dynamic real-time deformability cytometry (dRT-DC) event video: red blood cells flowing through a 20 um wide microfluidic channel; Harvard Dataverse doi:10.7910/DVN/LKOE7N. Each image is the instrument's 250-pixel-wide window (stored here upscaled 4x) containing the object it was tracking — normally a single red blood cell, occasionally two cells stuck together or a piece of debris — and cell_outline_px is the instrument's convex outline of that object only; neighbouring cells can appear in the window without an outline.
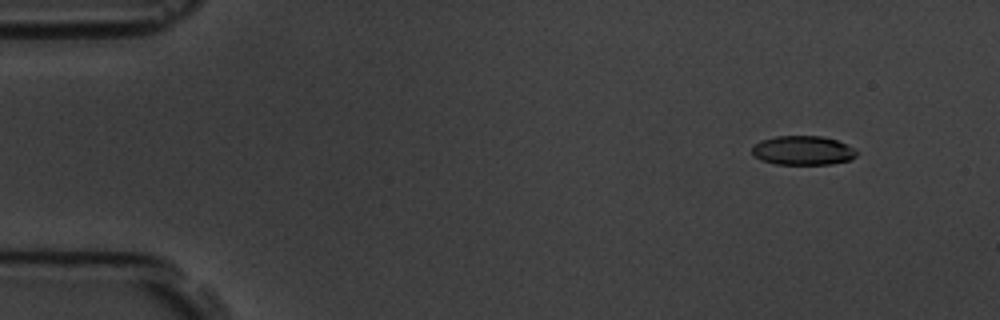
{"species": "common noctule bat (a hibernating species)", "species_latin": "Nyctalus noctula", "temperature_condition": "room temperature", "stored_images_in_passage": 6, "camera_frame_rate_fps": 3000, "um_per_image_px": 0.085, "animal": {"sex": "male", "body_mass_g": 19.5, "forearm_length_mm": 54.6}, "frame": {"image": 1, "passage_image": 2, "time_ms": 1.333, "image_size_px": [1000, 320], "cell_outline_px": [[856, 156], [852, 160], [832, 164], [776, 164], [760, 160], [752, 152], [752, 144], [760, 140], [776, 136], [824, 136], [836, 140], [852, 148], [856, 152]], "centroid_in_image_um": [68.21, 12.79], "position_along_channel_um": 16.8, "area_um2": 17.8}}
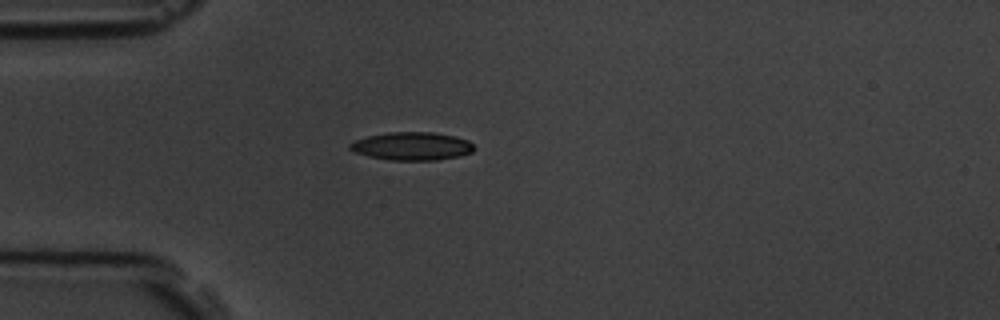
{"frame": {"image": 2, "passage_image": 5, "time_ms": 4.667, "image_size_px": [1000, 320], "cell_outline_px": [[476, 148], [472, 152], [460, 156], [436, 160], [392, 160], [368, 156], [356, 152], [348, 148], [348, 144], [356, 140], [368, 136], [388, 132], [432, 132], [452, 136], [468, 140]], "centroid_in_image_um": [35.02, 12.42], "position_along_channel_um": 50.0, "area_um2": 20.23}}